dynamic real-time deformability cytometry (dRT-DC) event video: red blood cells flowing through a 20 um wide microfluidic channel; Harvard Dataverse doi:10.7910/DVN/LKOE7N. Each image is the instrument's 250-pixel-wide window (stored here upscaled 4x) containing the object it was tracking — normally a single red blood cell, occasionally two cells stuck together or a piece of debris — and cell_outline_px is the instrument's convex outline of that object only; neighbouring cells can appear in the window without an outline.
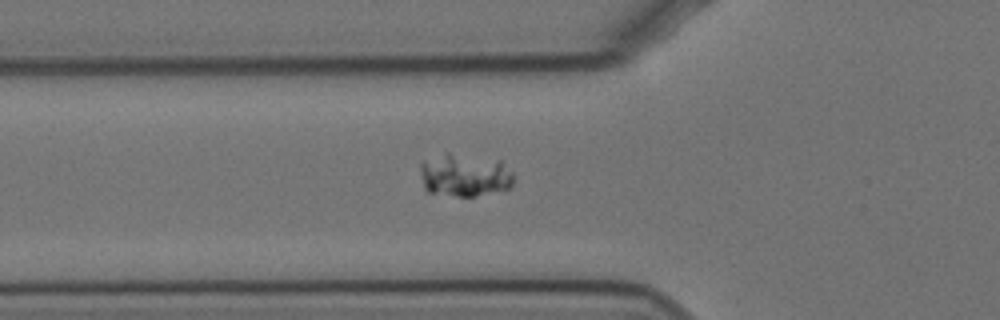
{"species": "Egyptian fruit bat (a non-hibernating species)", "species_latin": "Rousettus aegyptiacus", "temperature_condition": "cold", "stored_images_in_passage": 51, "camera_frame_rate_fps": 3000, "um_per_image_px": 0.085, "animal": {"sex": "female"}, "frame": {"image": 1, "passage_image": 12, "time_ms": 3.667, "image_size_px": [1000, 320], "cell_outline_px": [[512, 184], [508, 188], [476, 196], [456, 196], [428, 192], [424, 188], [420, 172], [420, 164], [424, 160], [448, 152], [500, 160], [512, 172]], "centroid_in_image_um": [39.46, 14.88], "position_along_channel_um": 86.3, "area_um2": 23.29}}
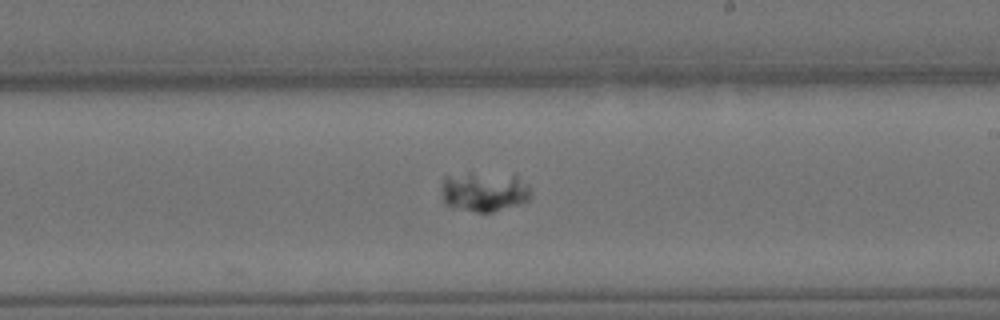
{"frame": {"image": 2, "passage_image": 26, "time_ms": 8.333, "image_size_px": [1000, 320], "cell_outline_px": [[528, 200], [492, 212], [476, 212], [444, 204], [444, 176], [468, 172], [516, 172], [528, 184]], "centroid_in_image_um": [41.21, 16.21], "position_along_channel_um": 247.8, "area_um2": 20.92}}
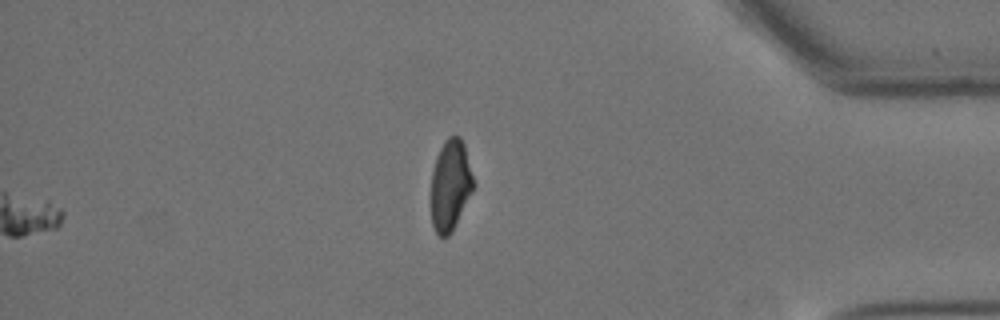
{"frame": {"image": 3, "passage_image": 51, "time_ms": 16.667, "image_size_px": [1000, 320], "cell_outline_px": [[476, 184], [452, 232], [448, 236], [440, 236], [436, 232], [432, 224], [432, 172], [436, 156], [444, 140], [448, 136], [460, 136], [464, 144]], "centroid_in_image_um": [38.3, 15.71], "position_along_channel_um": 396.9, "area_um2": 22.48}}